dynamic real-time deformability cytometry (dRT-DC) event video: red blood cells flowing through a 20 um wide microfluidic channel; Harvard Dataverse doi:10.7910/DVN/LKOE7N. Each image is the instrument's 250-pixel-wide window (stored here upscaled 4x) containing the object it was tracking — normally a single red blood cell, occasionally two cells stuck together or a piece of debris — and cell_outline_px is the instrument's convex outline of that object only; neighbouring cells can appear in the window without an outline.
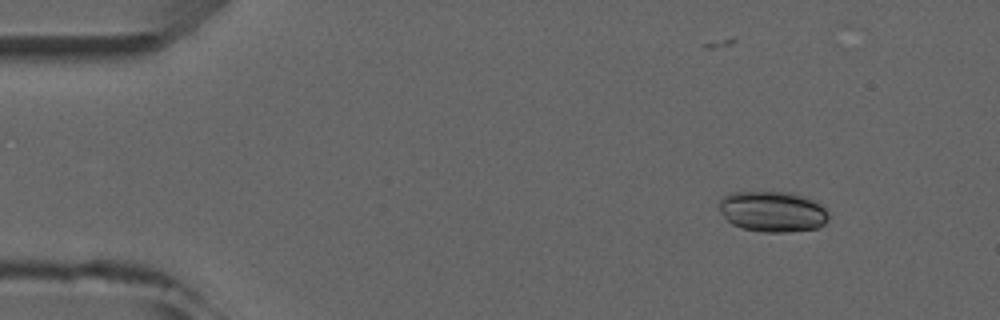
{"species": "common noctule bat (a hibernating species)", "species_latin": "Nyctalus noctula", "temperature_condition": "room temperature", "stored_images_in_passage": 4, "camera_frame_rate_fps": 3000, "um_per_image_px": 0.085, "animal": {"sex": "male", "forearm_length_mm": 52.5}, "frame": {"image": 1, "passage_image": 1, "time_ms": 0.0, "image_size_px": [1000, 320], "cell_outline_px": [[828, 220], [820, 228], [788, 232], [764, 232], [740, 228], [732, 224], [724, 216], [720, 208], [720, 200], [724, 196], [732, 192], [792, 192], [804, 196], [828, 208]], "centroid_in_image_um": [65.72, 17.99], "position_along_channel_um": 19.3, "area_um2": 26.13}}
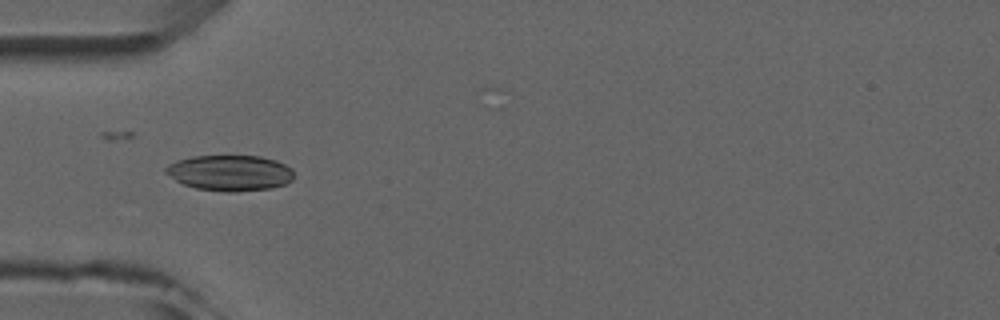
{"frame": {"image": 2, "passage_image": 4, "time_ms": 3.333, "image_size_px": [1000, 320], "cell_outline_px": [[292, 180], [284, 184], [272, 188], [236, 192], [224, 192], [196, 188], [184, 184], [176, 180], [164, 172], [164, 168], [168, 164], [176, 160], [192, 156], [260, 156], [276, 160], [292, 168]], "centroid_in_image_um": [19.53, 14.69], "position_along_channel_um": 65.5, "area_um2": 26.76}}